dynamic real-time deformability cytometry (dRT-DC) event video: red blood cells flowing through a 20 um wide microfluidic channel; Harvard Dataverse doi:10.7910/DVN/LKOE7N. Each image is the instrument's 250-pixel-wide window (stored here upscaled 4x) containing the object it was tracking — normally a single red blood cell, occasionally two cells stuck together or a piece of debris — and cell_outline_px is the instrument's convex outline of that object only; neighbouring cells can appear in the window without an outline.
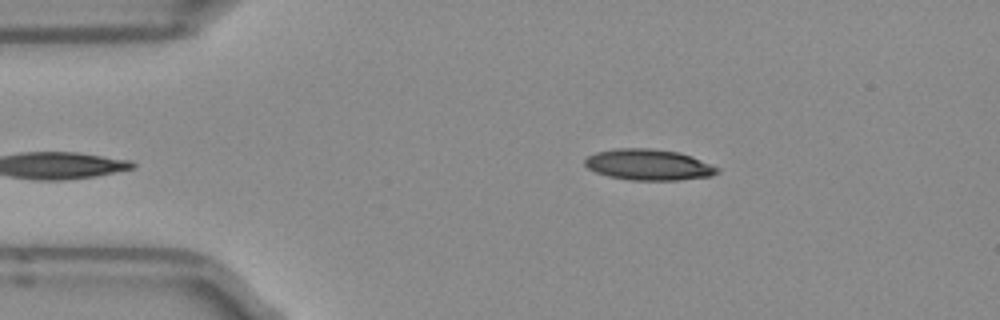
{"species": "Egyptian fruit bat (a non-hibernating species)", "species_latin": "Rousettus aegyptiacus", "temperature_condition": "room temperature", "stored_images_in_passage": 36, "camera_frame_rate_fps": 3000, "um_per_image_px": 0.085, "frame": {"image": 1, "passage_image": 1, "time_ms": 0.0, "image_size_px": [1000, 320], "cell_outline_px": [[720, 172], [712, 176], [680, 180], [628, 180], [608, 176], [596, 172], [588, 168], [584, 164], [584, 160], [588, 156], [596, 152], [616, 148], [648, 148], [676, 152], [692, 156], [720, 168]], "centroid_in_image_um": [55.14, 14.01], "position_along_channel_um": 29.9, "area_um2": 23.99}}
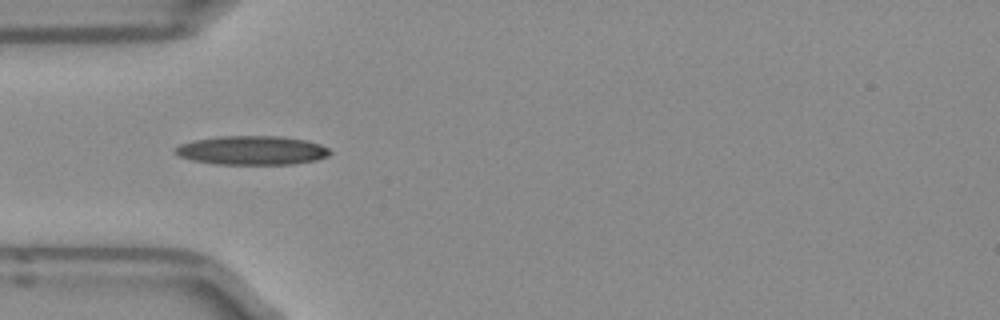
{"frame": {"image": 2, "passage_image": 7, "time_ms": 2.0, "image_size_px": [1000, 320], "cell_outline_px": [[332, 152], [328, 156], [316, 160], [292, 164], [216, 164], [192, 160], [180, 156], [172, 152], [180, 144], [196, 140], [220, 136], [280, 136], [308, 140], [320, 144], [328, 148]], "centroid_in_image_um": [21.45, 12.78], "position_along_channel_um": 63.6, "area_um2": 26.13}}
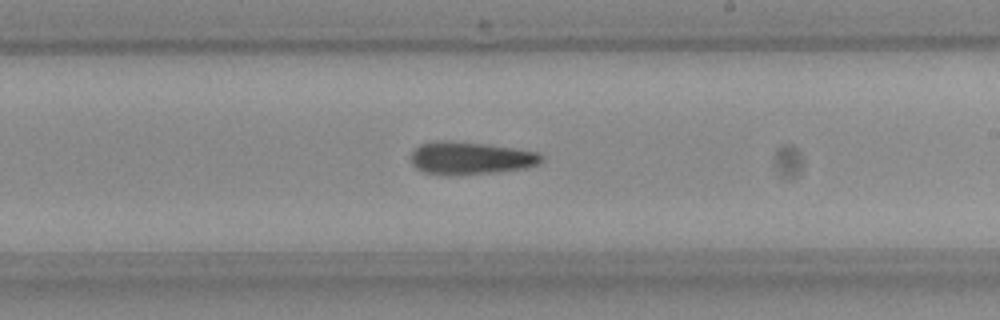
{"frame": {"image": 3, "passage_image": 21, "time_ms": 6.667, "image_size_px": [1000, 320], "cell_outline_px": [[544, 156], [540, 164], [524, 168], [456, 176], [444, 176], [424, 172], [416, 168], [412, 164], [412, 152], [420, 144], [436, 140], [452, 140], [484, 144], [512, 148], [536, 152]], "centroid_in_image_um": [39.95, 13.44], "position_along_channel_um": 249.1, "area_um2": 24.91}, "authors_computed_cell_mechanics": {"area_um2": 24.0448, "velocity_mm_per_s": 3.9685, "shape_relaxation_time_tau1_ms": 6.2556, "shape_relaxation_time_tau2_ms": 11.2517, "deformation_change_tau1": 0.2003, "deformation_change_tau2": 0.2812}}